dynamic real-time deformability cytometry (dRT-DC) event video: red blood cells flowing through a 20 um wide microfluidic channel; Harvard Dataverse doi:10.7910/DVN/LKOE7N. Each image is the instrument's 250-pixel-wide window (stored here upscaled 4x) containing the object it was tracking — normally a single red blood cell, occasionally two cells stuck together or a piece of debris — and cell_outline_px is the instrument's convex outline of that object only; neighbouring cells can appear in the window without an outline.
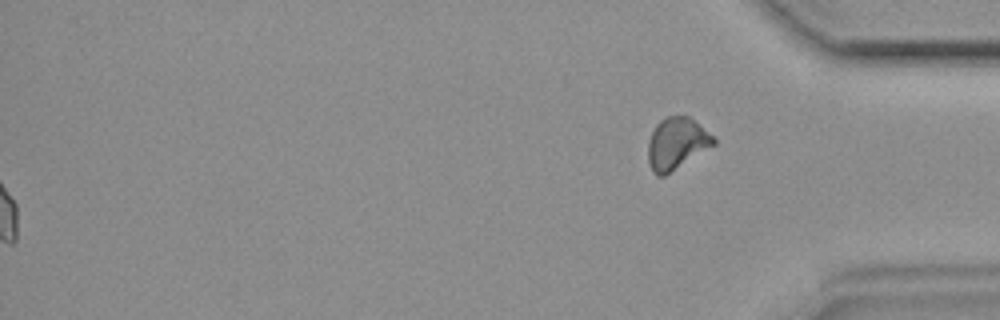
{"species": "common noctule bat (a hibernating species)", "species_latin": "Nyctalus noctula", "temperature_condition": "room temperature", "stored_images_in_passage": 46, "segment_of_instrument_passage": [2, 2], "camera_frame_rate_fps": 3000, "um_per_image_px": 0.085, "animal": {"sex": "female", "body_mass_g": 19.9}, "frame": {"image": 1, "passage_image": 46, "time_ms": 15.0, "image_size_px": [1000, 320], "cell_outline_px": [[716, 144], [664, 176], [656, 176], [652, 172], [648, 160], [648, 140], [656, 124], [660, 120], [668, 116], [688, 116], [700, 124], [716, 140]], "centroid_in_image_um": [57.5, 12.2], "position_along_channel_um": 377.7, "area_um2": 19.71}}